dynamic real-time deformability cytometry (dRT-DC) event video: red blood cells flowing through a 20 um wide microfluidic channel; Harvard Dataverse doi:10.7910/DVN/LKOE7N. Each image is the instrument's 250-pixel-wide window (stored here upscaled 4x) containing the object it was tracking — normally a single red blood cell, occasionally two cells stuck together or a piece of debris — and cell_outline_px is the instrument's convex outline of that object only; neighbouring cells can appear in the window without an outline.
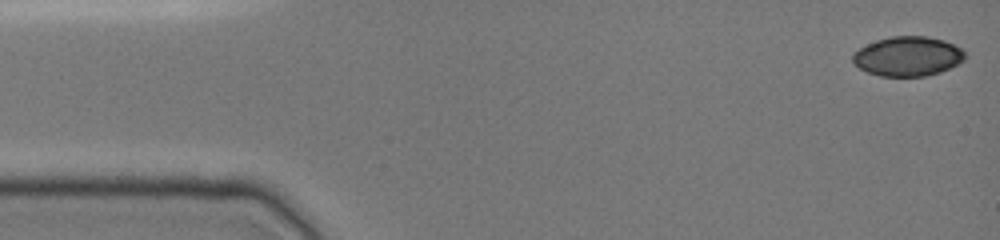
{"species": "common noctule bat (a hibernating species)", "species_latin": "Nyctalus noctula", "temperature_condition": "cold", "stored_images_in_passage": 45, "camera_frame_rate_fps": 3000, "um_per_image_px": 0.085, "animal": {"sex": "female", "body_mass_g": 19.0, "forearm_length_mm": 51.5}, "frame": {"image": 1, "passage_image": 1, "time_ms": 0.0, "image_size_px": [1000, 240], "cell_outline_px": [[968, 56], [964, 60], [940, 72], [924, 76], [880, 76], [868, 72], [860, 68], [852, 60], [852, 52], [876, 40], [892, 36], [928, 36], [944, 40], [960, 48]], "centroid_in_image_um": [77.16, 4.78], "position_along_channel_um": 7.8, "area_um2": 25.78}}
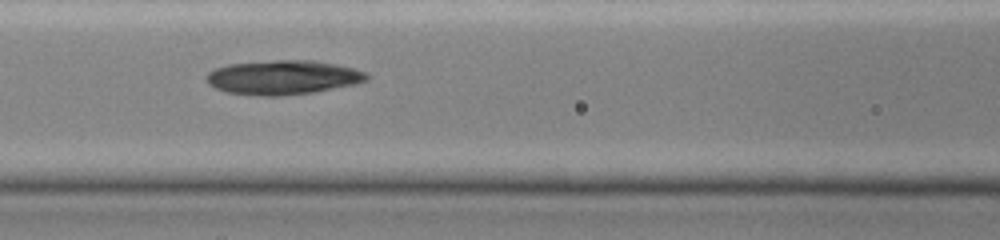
{"frame": {"image": 2, "passage_image": 20, "time_ms": 6.333, "image_size_px": [1000, 240], "cell_outline_px": [[368, 80], [356, 84], [312, 92], [280, 96], [260, 96], [228, 92], [216, 88], [208, 84], [204, 80], [208, 72], [216, 68], [228, 64], [272, 60], [312, 60], [352, 68], [364, 72], [368, 76]], "centroid_in_image_um": [24.0, 6.58], "position_along_channel_um": 142.6, "area_um2": 31.85}}
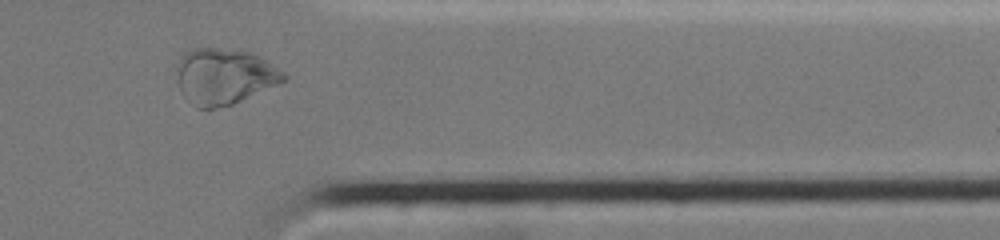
{"frame": {"image": 3, "passage_image": 39, "time_ms": 12.667, "image_size_px": [1000, 240], "cell_outline_px": [[288, 80], [232, 104], [212, 108], [196, 108], [180, 92], [176, 68], [176, 64], [180, 56], [184, 52], [192, 48], [216, 48], [252, 52], [260, 56], [284, 72], [288, 76]], "centroid_in_image_um": [19.05, 6.48], "position_along_channel_um": 392.3, "area_um2": 35.03}}